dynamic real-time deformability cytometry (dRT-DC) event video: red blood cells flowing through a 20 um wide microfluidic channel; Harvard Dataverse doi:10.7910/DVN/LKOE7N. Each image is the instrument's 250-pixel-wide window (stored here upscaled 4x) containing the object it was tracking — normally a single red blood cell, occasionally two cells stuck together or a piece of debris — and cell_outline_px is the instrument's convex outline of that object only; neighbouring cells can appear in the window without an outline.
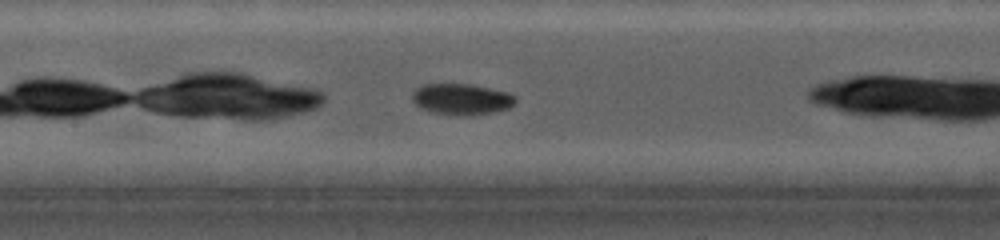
{"species": "common noctule bat (a hibernating species)", "species_latin": "Nyctalus noctula", "temperature_condition": "cold", "stored_images_in_passage": 47, "camera_frame_rate_fps": 5000, "um_per_image_px": 0.085, "animal": {"sex": "female", "body_mass_g": 19.0, "forearm_length_mm": 56.7}, "frame": {"image": 1, "passage_image": 14, "time_ms": 2.6, "image_size_px": [1000, 240], "cell_outline_px": [[516, 100], [508, 108], [492, 112], [468, 116], [460, 116], [432, 112], [420, 108], [412, 100], [412, 92], [420, 84], [472, 84], [508, 92], [516, 96]], "centroid_in_image_um": [39.2, 8.42], "position_along_channel_um": 168.2, "area_um2": 18.84}}